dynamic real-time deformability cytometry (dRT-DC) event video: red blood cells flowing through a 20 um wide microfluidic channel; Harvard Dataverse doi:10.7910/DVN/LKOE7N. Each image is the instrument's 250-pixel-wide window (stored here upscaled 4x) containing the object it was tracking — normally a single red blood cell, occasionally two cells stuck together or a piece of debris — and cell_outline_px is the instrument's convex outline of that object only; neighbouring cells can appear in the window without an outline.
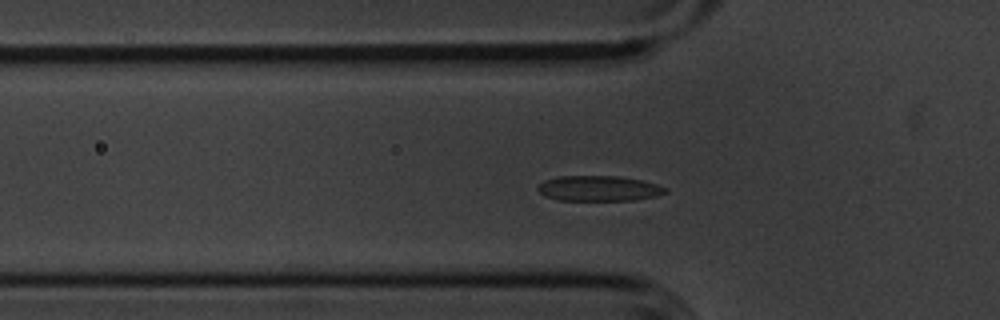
{"species": "common noctule bat (a hibernating species)", "species_latin": "Nyctalus noctula", "temperature_condition": "cold", "stored_images_in_passage": 53, "segment_of_instrument_passage": [1, 2], "camera_frame_rate_fps": 3000, "um_per_image_px": 0.085, "animal": {"sex": "male", "body_mass_g": 20.1, "forearm_length_mm": 53.5}, "frame": {"image": 1, "passage_image": 14, "time_ms": 4.333, "image_size_px": [1000, 320], "cell_outline_px": [[668, 192], [656, 196], [636, 200], [556, 200], [544, 196], [536, 188], [544, 180], [556, 176], [620, 176], [640, 180], [656, 184], [668, 188]], "centroid_in_image_um": [50.89, 16.01], "position_along_channel_um": 74.9, "area_um2": 18.96}}
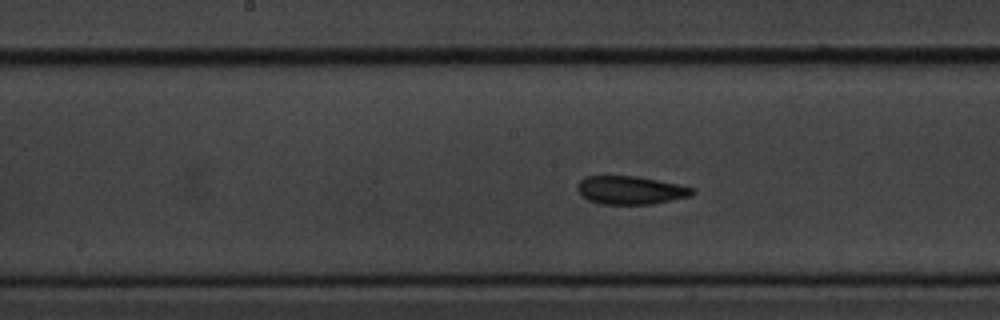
{"frame": {"image": 2, "passage_image": 24, "time_ms": 7.667, "image_size_px": [1000, 320], "cell_outline_px": [[696, 192], [692, 196], [652, 204], [600, 204], [588, 200], [576, 188], [576, 184], [584, 176], [636, 176], [676, 184], [692, 188]], "centroid_in_image_um": [53.57, 16.17], "position_along_channel_um": 194.6, "area_um2": 18.84}}
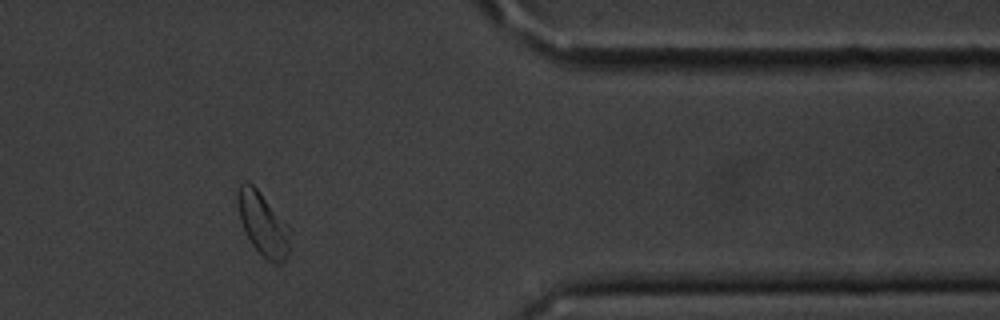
{"frame": {"image": 3, "passage_image": 42, "time_ms": 13.667, "image_size_px": [1000, 320], "cell_outline_px": [[292, 228], [288, 252], [284, 260], [280, 264], [276, 264], [268, 260], [252, 244], [244, 232], [240, 220], [236, 204], [236, 188], [244, 180], [248, 180], [256, 188]], "centroid_in_image_um": [22.33, 18.99], "position_along_channel_um": 389.1, "area_um2": 19.65}}